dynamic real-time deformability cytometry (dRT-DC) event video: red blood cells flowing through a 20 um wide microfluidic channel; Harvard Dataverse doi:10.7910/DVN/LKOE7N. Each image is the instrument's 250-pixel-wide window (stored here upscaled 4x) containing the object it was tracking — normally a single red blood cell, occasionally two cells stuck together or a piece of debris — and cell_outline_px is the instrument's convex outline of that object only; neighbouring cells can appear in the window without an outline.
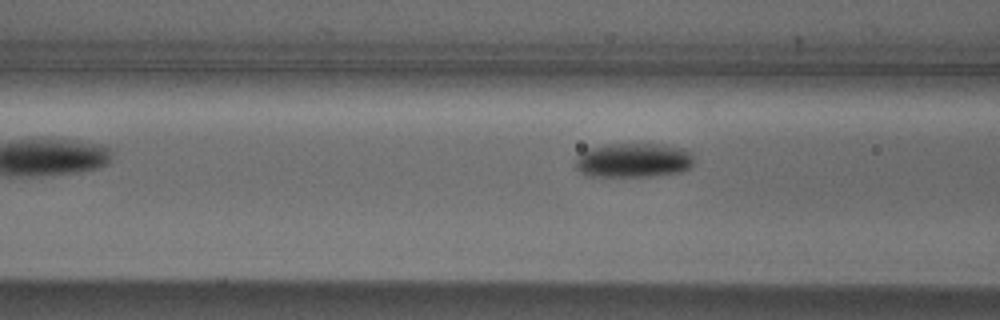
{"species": "Egyptian fruit bat (a non-hibernating species)", "species_latin": "Rousettus aegyptiacus", "temperature_condition": "cold", "stored_images_in_passage": 9, "camera_frame_rate_fps": 3000, "um_per_image_px": 0.085, "animal": {"sex": "male"}, "frame": {"image": 1, "passage_image": 6, "time_ms": 6.667, "image_size_px": [1000, 320], "cell_outline_px": [[692, 164], [688, 168], [680, 172], [652, 176], [588, 176], [580, 172], [576, 168], [576, 156], [588, 148], [604, 144], [660, 144], [684, 148], [692, 152]], "centroid_in_image_um": [53.82, 13.61], "position_along_channel_um": 112.8, "area_um2": 23.87}}
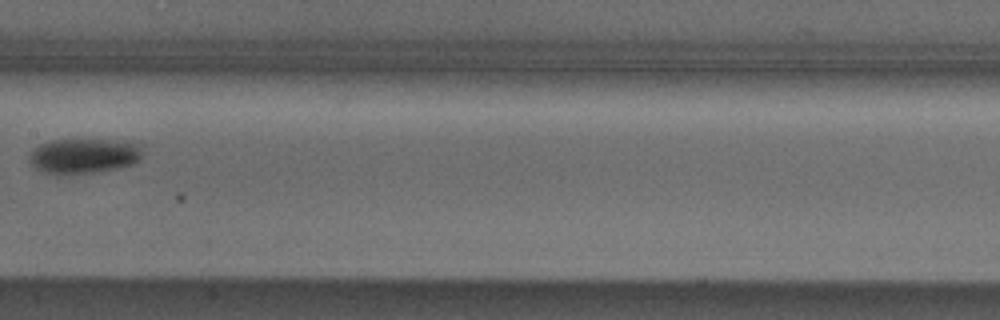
{"frame": {"image": 2, "passage_image": 8, "time_ms": 9.0, "image_size_px": [1000, 320], "cell_outline_px": [[140, 160], [132, 164], [100, 172], [60, 176], [56, 176], [44, 172], [36, 168], [28, 160], [28, 156], [40, 144], [52, 140], [108, 140], [136, 144], [140, 148]], "centroid_in_image_um": [7.05, 13.29], "position_along_channel_um": 200.4, "area_um2": 23.06}}
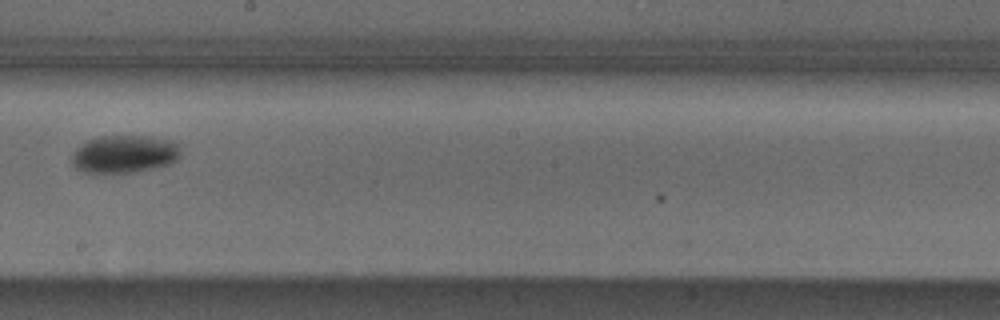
{"frame": {"image": 3, "passage_image": 9, "time_ms": 10.0, "image_size_px": [1000, 320], "cell_outline_px": [[180, 156], [176, 160], [168, 164], [136, 172], [84, 172], [76, 168], [72, 164], [72, 156], [88, 140], [100, 136], [148, 136], [172, 140], [180, 144]], "centroid_in_image_um": [10.64, 13.09], "position_along_channel_um": 237.6, "area_um2": 23.64}}